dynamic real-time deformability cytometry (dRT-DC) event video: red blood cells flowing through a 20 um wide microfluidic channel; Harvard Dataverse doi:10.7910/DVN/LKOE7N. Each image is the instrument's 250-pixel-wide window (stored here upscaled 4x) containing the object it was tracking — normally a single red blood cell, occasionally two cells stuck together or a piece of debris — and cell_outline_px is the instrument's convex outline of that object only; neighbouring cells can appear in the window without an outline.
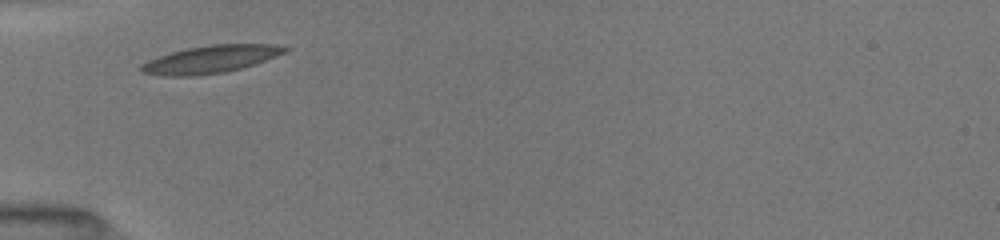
{"species": "common noctule bat (a hibernating species)", "species_latin": "Nyctalus noctula", "temperature_condition": "room temperature", "stored_images_in_passage": 10, "camera_frame_rate_fps": 3000, "um_per_image_px": 0.085, "animal": {"sex": "female", "body_mass_g": 19.5, "forearm_length_mm": 54.1}, "frame": {"image": 1, "passage_image": 1, "time_ms": 0.0, "image_size_px": [1000, 240], "cell_outline_px": [[292, 48], [288, 52], [240, 68], [224, 72], [192, 76], [168, 76], [140, 72], [140, 64], [148, 60], [172, 52], [188, 48], [212, 44], [276, 44]], "centroid_in_image_um": [17.92, 5.03], "position_along_channel_um": 67.1, "area_um2": 22.89}}
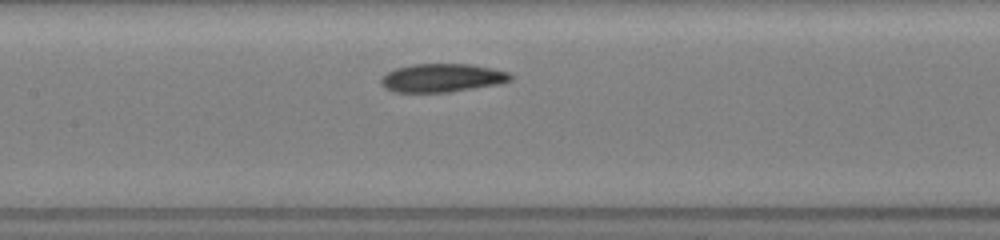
{"frame": {"image": 2, "passage_image": 6, "time_ms": 2.667, "image_size_px": [1000, 240], "cell_outline_px": [[512, 80], [496, 84], [448, 92], [396, 92], [384, 88], [380, 84], [380, 80], [388, 72], [396, 68], [412, 64], [472, 64], [492, 68], [508, 72], [512, 76]], "centroid_in_image_um": [37.55, 6.61], "position_along_channel_um": 169.8, "area_um2": 21.27}}
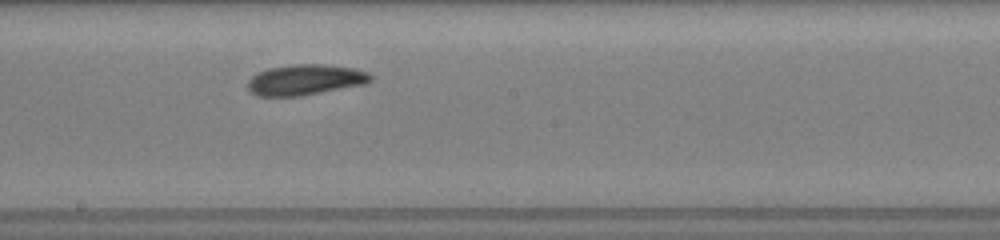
{"frame": {"image": 3, "passage_image": 8, "time_ms": 4.0, "image_size_px": [1000, 240], "cell_outline_px": [[372, 80], [368, 84], [300, 96], [256, 96], [248, 92], [248, 80], [256, 72], [268, 68], [292, 64], [324, 64], [352, 68], [368, 72], [372, 76]], "centroid_in_image_um": [25.93, 6.78], "position_along_channel_um": 222.3, "area_um2": 22.25}}